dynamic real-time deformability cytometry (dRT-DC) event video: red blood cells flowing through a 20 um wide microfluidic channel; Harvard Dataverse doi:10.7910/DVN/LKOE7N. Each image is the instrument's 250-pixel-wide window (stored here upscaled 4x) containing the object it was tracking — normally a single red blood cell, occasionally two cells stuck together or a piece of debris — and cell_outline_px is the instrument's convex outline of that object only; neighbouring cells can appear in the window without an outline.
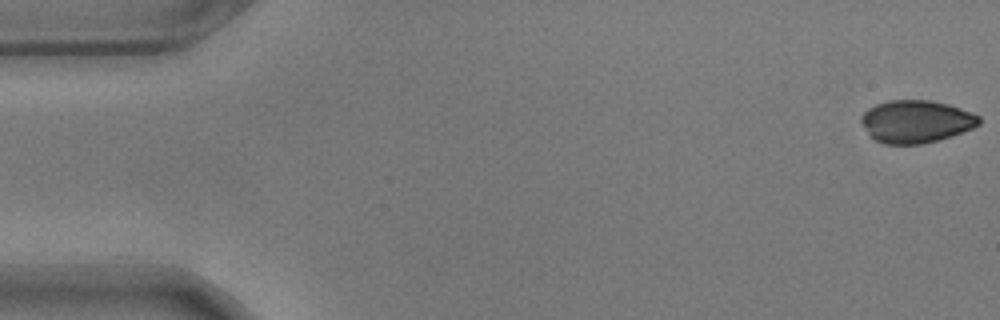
{"species": "common noctule bat (a hibernating species)", "species_latin": "Nyctalus noctula", "temperature_condition": "warm", "stored_images_in_passage": 57, "camera_frame_rate_fps": 3000, "um_per_image_px": 0.085, "animal": {"sex": "male", "body_mass_g": 17.9}, "frame": {"image": 1, "passage_image": 1, "time_ms": 0.0, "image_size_px": [1000, 320], "cell_outline_px": [[980, 124], [972, 128], [936, 140], [920, 144], [884, 144], [876, 140], [868, 132], [860, 120], [860, 116], [868, 108], [876, 104], [888, 100], [928, 100], [948, 104], [972, 112], [980, 116]], "centroid_in_image_um": [77.85, 10.31], "position_along_channel_um": 7.2, "area_um2": 28.96}}
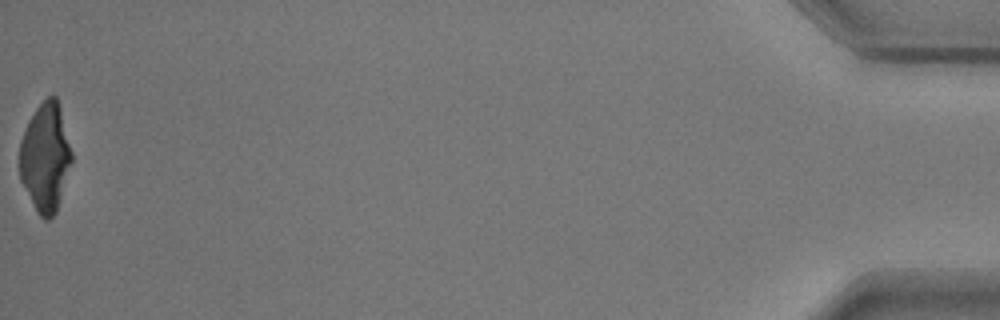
{"frame": {"image": 2, "passage_image": 57, "time_ms": 18.667, "image_size_px": [1000, 320], "cell_outline_px": [[72, 160], [56, 212], [48, 220], [44, 220], [36, 212], [20, 180], [20, 140], [28, 120], [36, 108], [48, 96], [56, 96], [72, 152]], "centroid_in_image_um": [3.84, 13.4], "position_along_channel_um": 431.4, "area_um2": 32.66}}